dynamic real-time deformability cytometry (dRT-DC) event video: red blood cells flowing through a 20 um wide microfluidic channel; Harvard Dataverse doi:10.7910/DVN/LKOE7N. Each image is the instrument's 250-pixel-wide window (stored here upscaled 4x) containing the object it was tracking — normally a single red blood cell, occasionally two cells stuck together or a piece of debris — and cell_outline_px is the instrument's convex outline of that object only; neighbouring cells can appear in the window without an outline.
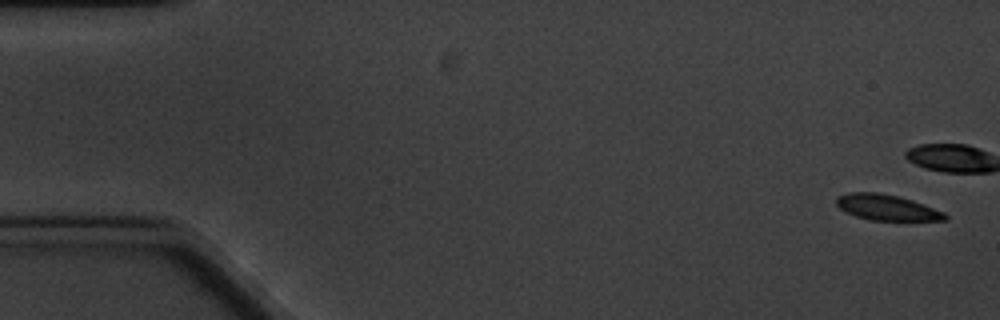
{"species": "common noctule bat (a hibernating species)", "species_latin": "Nyctalus noctula", "temperature_condition": "cold", "stored_images_in_passage": 4, "camera_frame_rate_fps": 3000, "um_per_image_px": 0.085, "animal": {"sex": "male", "body_mass_g": 20.1, "forearm_length_mm": 53.5}, "frame": {"image": 1, "passage_image": 1, "time_ms": 0.0, "image_size_px": [1000, 320], "cell_outline_px": [[948, 220], [872, 220], [856, 216], [840, 208], [836, 204], [836, 196], [848, 192], [876, 192], [900, 196], [924, 204], [944, 212], [948, 216]], "centroid_in_image_um": [75.38, 17.62], "position_along_channel_um": 9.6, "area_um2": 16.24}}